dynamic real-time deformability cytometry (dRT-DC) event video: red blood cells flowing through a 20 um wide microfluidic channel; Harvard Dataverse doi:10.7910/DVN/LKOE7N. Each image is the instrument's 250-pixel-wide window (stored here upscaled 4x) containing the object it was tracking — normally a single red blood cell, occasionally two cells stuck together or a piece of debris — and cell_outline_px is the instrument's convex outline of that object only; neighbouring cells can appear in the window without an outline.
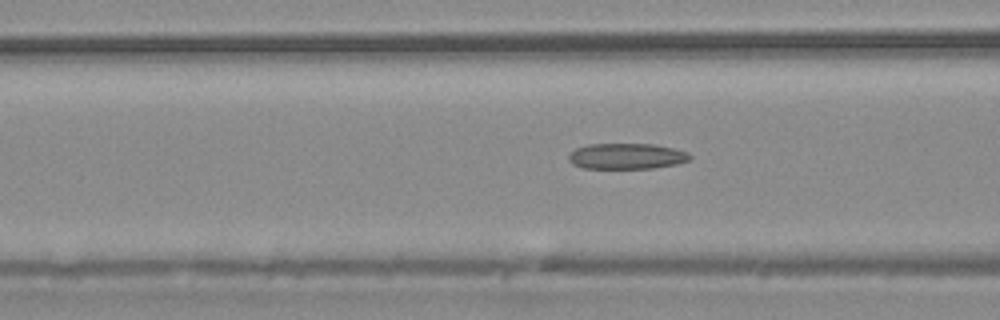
{"species": "common noctule bat (a hibernating species)", "species_latin": "Nyctalus noctula", "temperature_condition": "warm", "stored_images_in_passage": 44, "camera_frame_rate_fps": 3000, "um_per_image_px": 0.085, "animal": {"sex": "male", "body_mass_g": 20.4}, "frame": {"image": 1, "passage_image": 11, "time_ms": 3.333, "image_size_px": [1000, 320], "cell_outline_px": [[692, 156], [688, 160], [676, 164], [652, 168], [584, 168], [572, 164], [568, 160], [568, 156], [576, 148], [588, 144], [652, 144], [672, 148], [688, 152]], "centroid_in_image_um": [53.24, 13.27], "position_along_channel_um": 113.4, "area_um2": 18.09}}
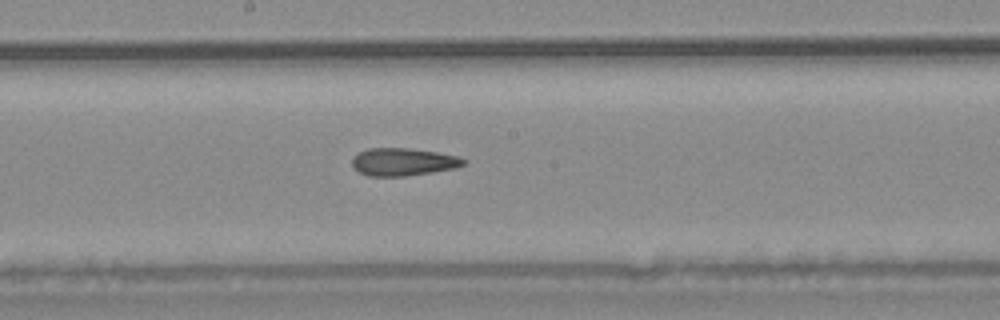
{"frame": {"image": 2, "passage_image": 19, "time_ms": 6.0, "image_size_px": [1000, 320], "cell_outline_px": [[468, 160], [464, 164], [456, 168], [432, 172], [404, 176], [368, 176], [352, 168], [352, 160], [360, 152], [368, 148], [408, 148], [436, 152], [460, 156]], "centroid_in_image_um": [34.29, 13.76], "position_along_channel_um": 213.9, "area_um2": 17.98}}
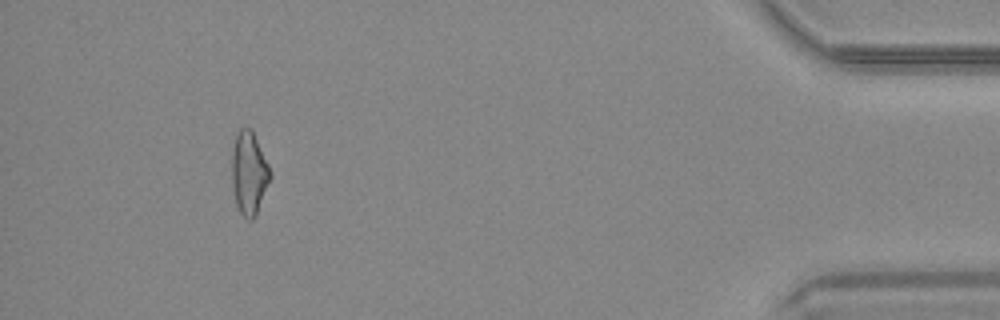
{"frame": {"image": 3, "passage_image": 40, "time_ms": 13.0, "image_size_px": [1000, 320], "cell_outline_px": [[272, 176], [256, 216], [252, 220], [248, 220], [240, 212], [236, 204], [232, 188], [232, 148], [236, 136], [240, 128], [252, 128], [272, 172]], "centroid_in_image_um": [21.18, 14.72], "position_along_channel_um": 414.0, "area_um2": 18.79}, "authors_computed_cell_mechanics": {"area_um2": 18.2648, "velocity_mm_per_s": 3.7608, "shape_relaxation_time_tau1_ms": null, "shape_relaxation_time_tau2_ms": 2.6587, "deformation_change_tau1": null, "deformation_change_tau2": 0.1185}}